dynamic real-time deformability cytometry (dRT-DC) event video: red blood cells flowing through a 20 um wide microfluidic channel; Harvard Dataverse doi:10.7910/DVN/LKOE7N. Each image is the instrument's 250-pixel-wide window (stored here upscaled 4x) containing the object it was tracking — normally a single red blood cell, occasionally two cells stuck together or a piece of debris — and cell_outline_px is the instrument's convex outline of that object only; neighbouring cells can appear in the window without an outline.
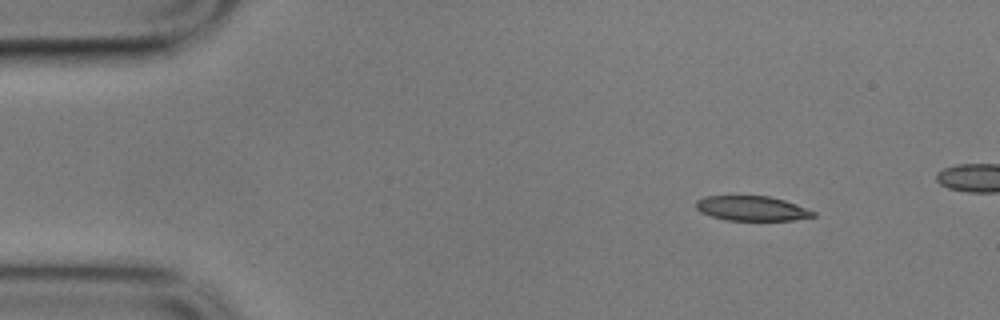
{"species": "common noctule bat (a hibernating species)", "species_latin": "Nyctalus noctula", "temperature_condition": "cold", "stored_images_in_passage": 4, "camera_frame_rate_fps": 3000, "um_per_image_px": 0.085, "animal": {"sex": "male", "body_mass_g": 17.9}, "frame": {"image": 1, "passage_image": 1, "time_ms": 0.0, "image_size_px": [1000, 320], "cell_outline_px": [[816, 216], [796, 220], [724, 220], [700, 212], [696, 208], [696, 200], [704, 196], [768, 196], [784, 200], [796, 204], [816, 212]], "centroid_in_image_um": [63.91, 17.71], "position_along_channel_um": 21.1, "area_um2": 16.94}}